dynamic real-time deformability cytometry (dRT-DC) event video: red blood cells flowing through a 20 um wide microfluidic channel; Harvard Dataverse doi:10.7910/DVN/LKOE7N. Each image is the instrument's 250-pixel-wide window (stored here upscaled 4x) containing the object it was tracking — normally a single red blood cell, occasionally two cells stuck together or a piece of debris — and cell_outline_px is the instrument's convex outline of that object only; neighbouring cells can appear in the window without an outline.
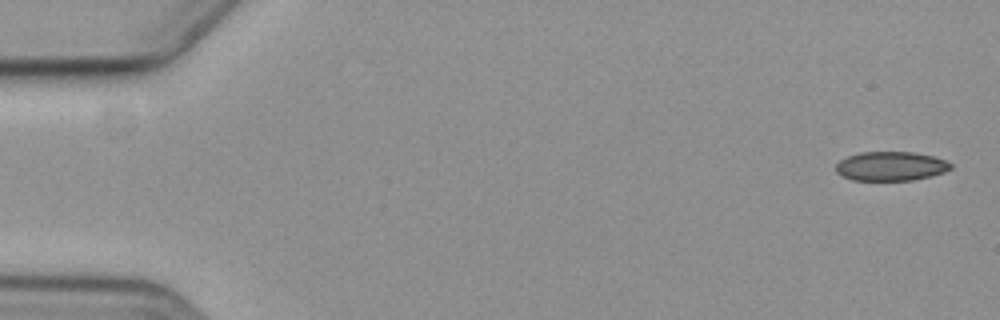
{"species": "common noctule bat (a hibernating species)", "species_latin": "Nyctalus noctula", "temperature_condition": "cold", "stored_images_in_passage": 5, "camera_frame_rate_fps": 3000, "um_per_image_px": 0.085, "animal": {"sex": "female", "body_mass_g": 19.3, "forearm_length_mm": 54.1}, "frame": {"image": 1, "passage_image": 1, "time_ms": 0.0, "image_size_px": [1000, 320], "cell_outline_px": [[952, 168], [944, 172], [932, 176], [912, 180], [852, 180], [840, 176], [836, 172], [836, 164], [840, 160], [848, 156], [860, 152], [916, 152], [932, 156], [944, 160], [952, 164]], "centroid_in_image_um": [75.7, 14.13], "position_along_channel_um": 9.3, "area_um2": 19.59}}
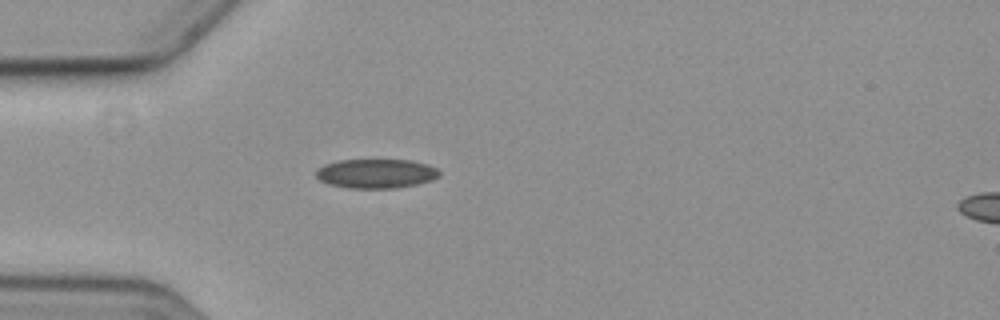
{"frame": {"image": 2, "passage_image": 5, "time_ms": 5.0, "image_size_px": [1000, 320], "cell_outline_px": [[440, 176], [432, 180], [416, 184], [396, 188], [348, 188], [328, 184], [320, 180], [316, 176], [316, 168], [324, 164], [340, 160], [412, 160], [428, 164], [440, 168]], "centroid_in_image_um": [31.99, 14.75], "position_along_channel_um": 53.0, "area_um2": 21.27}}